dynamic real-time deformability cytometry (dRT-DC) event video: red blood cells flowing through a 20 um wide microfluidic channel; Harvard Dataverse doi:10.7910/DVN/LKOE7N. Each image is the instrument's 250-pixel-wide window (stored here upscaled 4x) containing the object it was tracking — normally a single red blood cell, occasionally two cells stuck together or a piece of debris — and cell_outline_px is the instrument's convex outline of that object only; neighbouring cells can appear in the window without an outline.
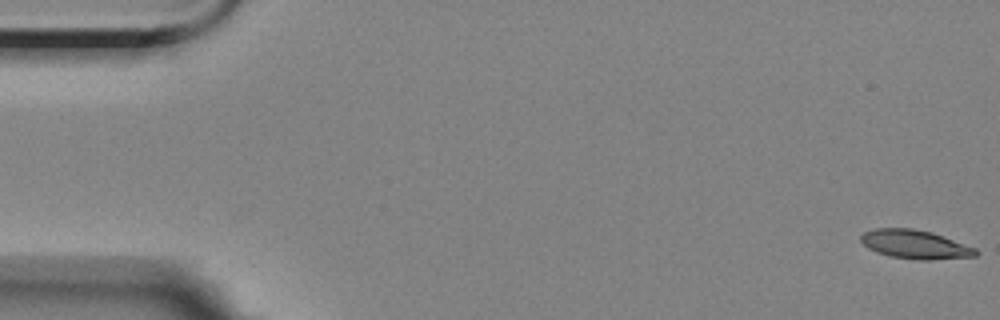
{"species": "Egyptian fruit bat (a non-hibernating species)", "species_latin": "Rousettus aegyptiacus", "temperature_condition": "room temperature", "stored_images_in_passage": 5, "camera_frame_rate_fps": 3000, "um_per_image_px": 0.085, "animal": {"sex": "female"}, "frame": {"image": 1, "passage_image": 1, "time_ms": 0.0, "image_size_px": [1000, 320], "cell_outline_px": [[980, 252], [976, 256], [928, 260], [916, 260], [892, 256], [876, 252], [868, 248], [860, 240], [860, 236], [864, 232], [876, 228], [912, 228], [932, 232], [944, 236], [976, 248]], "centroid_in_image_um": [77.8, 20.77], "position_along_channel_um": 7.2, "area_um2": 19.31}}
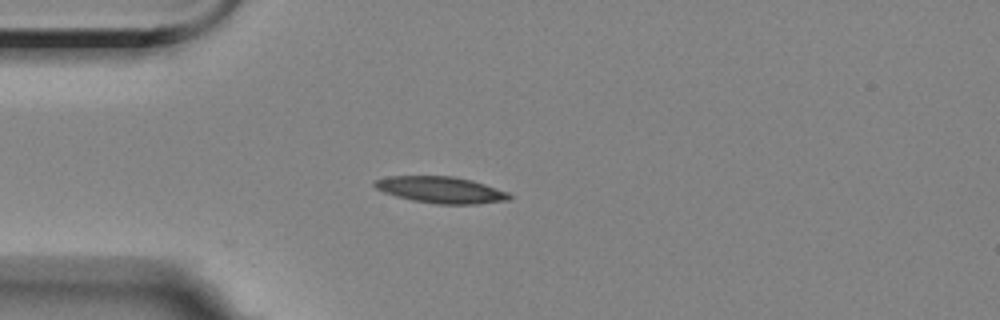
{"frame": {"image": 2, "passage_image": 5, "time_ms": 4.667, "image_size_px": [1000, 320], "cell_outline_px": [[512, 200], [476, 204], [436, 204], [412, 200], [396, 196], [384, 192], [376, 188], [372, 184], [372, 180], [388, 176], [452, 176], [472, 180], [508, 192], [512, 196]], "centroid_in_image_um": [37.47, 16.14], "position_along_channel_um": 47.5, "area_um2": 20.92}}